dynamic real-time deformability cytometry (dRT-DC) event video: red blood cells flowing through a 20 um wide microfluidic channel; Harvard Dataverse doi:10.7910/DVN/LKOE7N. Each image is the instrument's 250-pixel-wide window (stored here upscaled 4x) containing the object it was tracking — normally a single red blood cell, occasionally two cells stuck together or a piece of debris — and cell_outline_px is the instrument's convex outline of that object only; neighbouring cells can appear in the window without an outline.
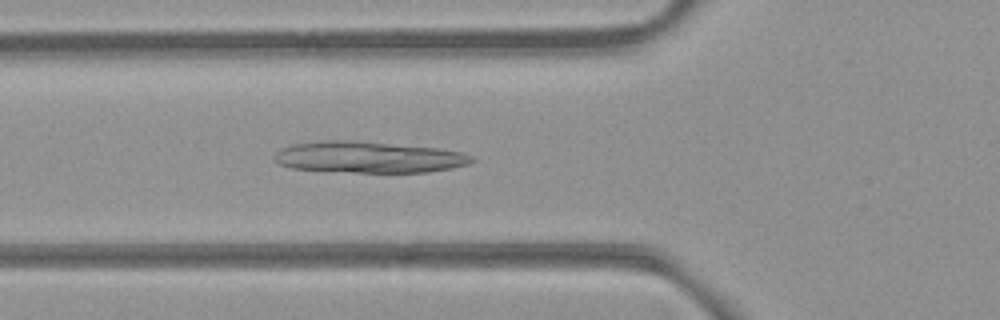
{"species": "common noctule bat (a hibernating species)", "species_latin": "Nyctalus noctula", "temperature_condition": "room temperature", "stored_images_in_passage": 40, "camera_frame_rate_fps": 3000, "um_per_image_px": 0.085, "animal": {"sex": "female", "body_mass_g": 21.9}, "frame": {"image": 1, "passage_image": 6, "time_ms": 1.667, "image_size_px": [1000, 320], "cell_outline_px": [[476, 160], [468, 164], [452, 168], [428, 172], [356, 172], [292, 168], [280, 164], [272, 160], [272, 156], [276, 152], [292, 144], [328, 140], [344, 140], [436, 148], [460, 152], [476, 156]], "centroid_in_image_um": [31.35, 13.36], "position_along_channel_um": 94.5, "area_um2": 35.66}}
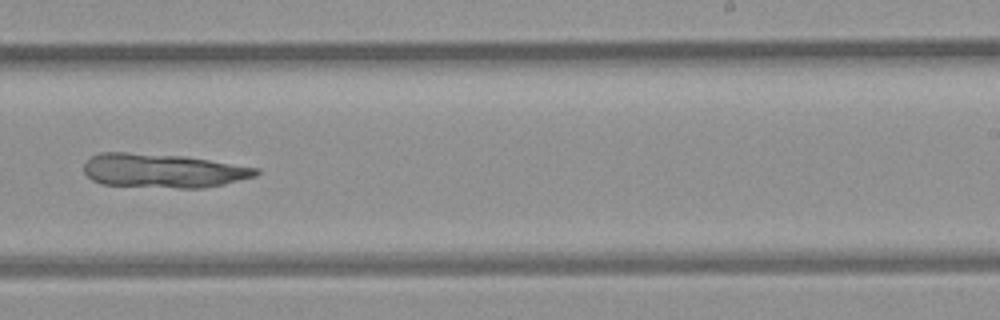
{"frame": {"image": 2, "passage_image": 20, "time_ms": 6.333, "image_size_px": [1000, 320], "cell_outline_px": [[260, 172], [256, 176], [224, 184], [204, 188], [180, 188], [100, 184], [92, 180], [84, 172], [84, 164], [92, 156], [100, 152], [124, 152], [184, 156], [260, 168]], "centroid_in_image_um": [13.87, 14.51], "position_along_channel_um": 275.1, "area_um2": 34.1}}
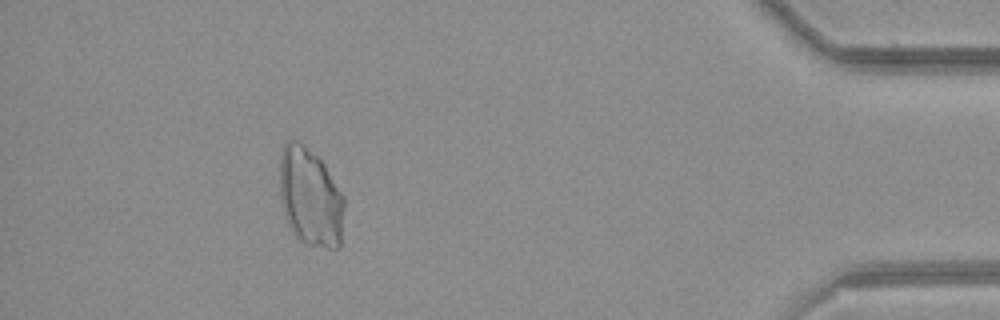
{"frame": {"image": 3, "passage_image": 35, "time_ms": 11.333, "image_size_px": [1000, 320], "cell_outline_px": [[344, 208], [340, 248], [328, 248], [304, 244], [292, 232], [288, 224], [280, 200], [280, 156], [284, 144], [288, 140], [300, 140], [324, 164], [344, 196]], "centroid_in_image_um": [26.37, 16.76], "position_along_channel_um": 408.8, "area_um2": 37.28}}